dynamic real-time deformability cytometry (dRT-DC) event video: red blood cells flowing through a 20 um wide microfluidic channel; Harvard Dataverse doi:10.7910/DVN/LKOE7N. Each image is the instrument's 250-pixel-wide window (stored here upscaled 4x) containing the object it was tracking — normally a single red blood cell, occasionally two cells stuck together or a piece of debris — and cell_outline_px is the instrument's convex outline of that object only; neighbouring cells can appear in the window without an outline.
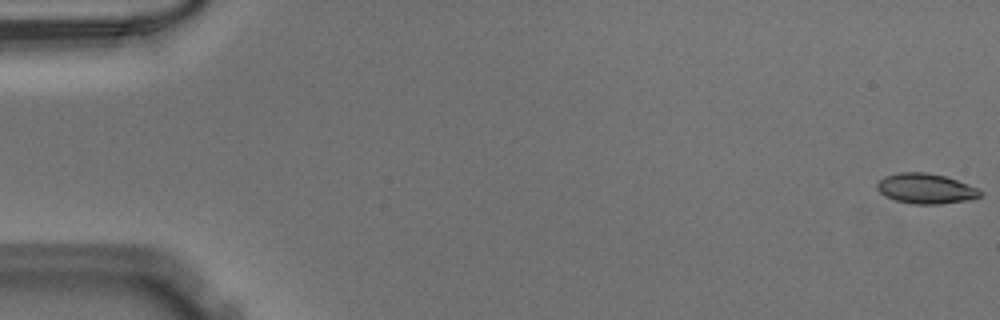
{"species": "Egyptian fruit bat (a non-hibernating species)", "species_latin": "Rousettus aegyptiacus", "temperature_condition": "warm", "stored_images_in_passage": 17, "camera_frame_rate_fps": 3000, "um_per_image_px": 0.085, "animal": {"sex": "male"}, "frame": {"image": 1, "passage_image": 1, "time_ms": 0.0, "image_size_px": [1000, 320], "cell_outline_px": [[984, 192], [980, 196], [964, 200], [940, 204], [912, 204], [896, 200], [884, 196], [876, 188], [876, 184], [884, 176], [900, 172], [928, 172], [944, 176], [956, 180], [976, 188]], "centroid_in_image_um": [78.64, 16.02], "position_along_channel_um": 6.4, "area_um2": 17.98}}
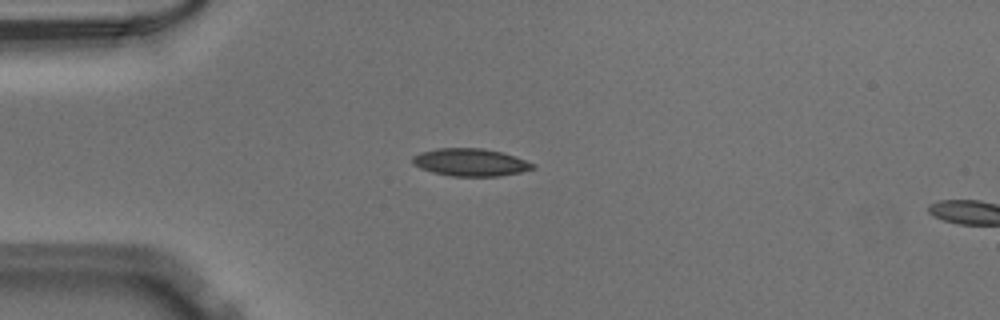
{"frame": {"image": 2, "passage_image": 14, "time_ms": 4.333, "image_size_px": [1000, 320], "cell_outline_px": [[536, 168], [520, 172], [500, 176], [452, 176], [432, 172], [420, 168], [412, 164], [412, 156], [420, 152], [436, 148], [484, 148], [500, 152], [536, 164]], "centroid_in_image_um": [39.95, 13.8], "position_along_channel_um": 45.1, "area_um2": 19.31}}